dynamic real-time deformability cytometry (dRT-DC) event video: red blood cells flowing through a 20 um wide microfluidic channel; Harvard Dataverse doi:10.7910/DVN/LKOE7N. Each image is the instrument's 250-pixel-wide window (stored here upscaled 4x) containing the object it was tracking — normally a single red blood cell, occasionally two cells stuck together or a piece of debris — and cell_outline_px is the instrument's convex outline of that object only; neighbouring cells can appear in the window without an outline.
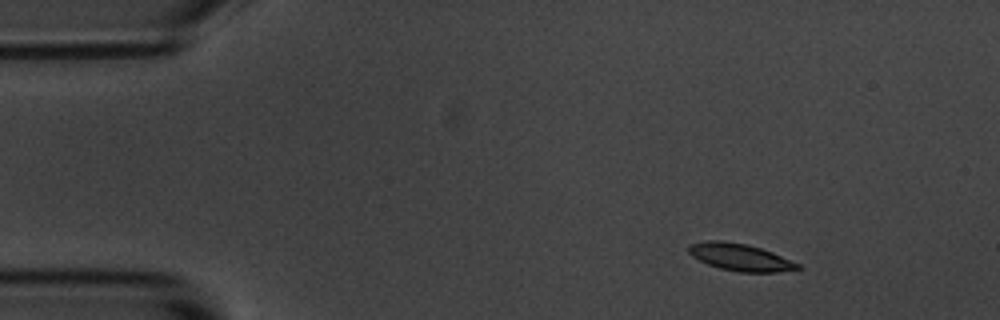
{"species": "common noctule bat (a hibernating species)", "species_latin": "Nyctalus noctula", "temperature_condition": "room temperature", "stored_images_in_passage": 14, "camera_frame_rate_fps": 3000, "um_per_image_px": 0.085, "animal": {"sex": "male", "body_mass_g": 20.1, "forearm_length_mm": 53.5}, "frame": {"image": 1, "passage_image": 2, "time_ms": 1.0, "image_size_px": [1000, 320], "cell_outline_px": [[800, 268], [776, 272], [740, 272], [720, 268], [708, 264], [692, 256], [688, 252], [688, 244], [708, 240], [724, 240], [748, 244], [772, 252], [800, 264]], "centroid_in_image_um": [62.88, 21.84], "position_along_channel_um": 22.1, "area_um2": 17.17}}
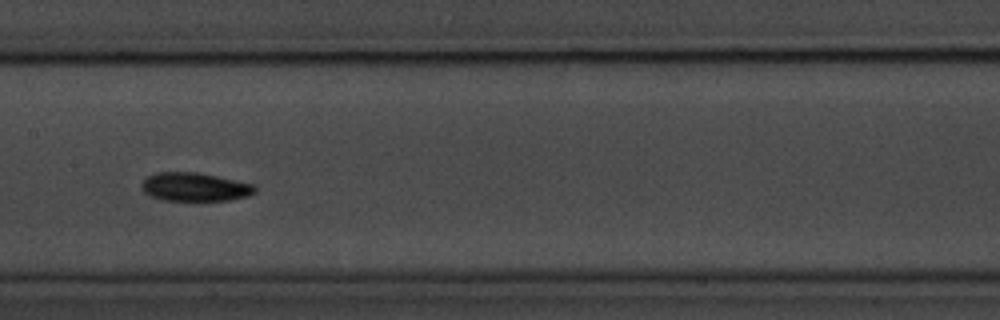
{"frame": {"image": 2, "passage_image": 7, "time_ms": 7.667, "image_size_px": [1000, 320], "cell_outline_px": [[256, 192], [248, 196], [228, 200], [160, 200], [148, 196], [144, 192], [140, 184], [148, 176], [156, 172], [196, 172], [256, 184]], "centroid_in_image_um": [16.55, 15.89], "position_along_channel_um": 190.9, "area_um2": 18.96}}
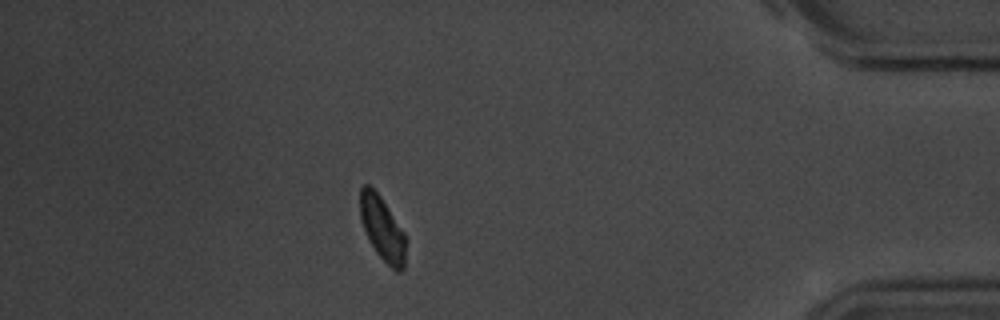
{"frame": {"image": 3, "passage_image": 13, "time_ms": 14.667, "image_size_px": [1000, 320], "cell_outline_px": [[408, 240], [404, 268], [400, 272], [396, 272], [376, 252], [364, 228], [360, 216], [360, 188], [364, 184], [368, 184], [380, 196], [404, 232]], "centroid_in_image_um": [32.54, 19.46], "position_along_channel_um": 402.7, "area_um2": 16.99}, "authors_computed_cell_mechanics": {"area_um2": 17.9469, "velocity_mm_per_s": 3.6672, "shape_relaxation_time_tau1_ms": 1.4673, "shape_relaxation_time_tau2_ms": null, "deformation_change_tau1": 0.0769, "deformation_change_tau2": null}}